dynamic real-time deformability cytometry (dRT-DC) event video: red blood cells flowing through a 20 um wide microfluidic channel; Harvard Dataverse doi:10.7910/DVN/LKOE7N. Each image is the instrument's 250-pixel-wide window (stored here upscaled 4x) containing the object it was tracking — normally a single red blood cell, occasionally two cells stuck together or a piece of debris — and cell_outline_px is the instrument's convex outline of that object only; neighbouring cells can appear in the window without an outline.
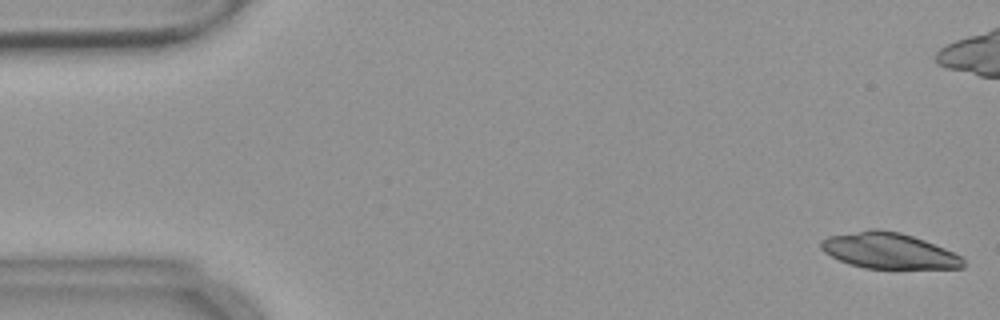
{"species": "common noctule bat (a hibernating species)", "species_latin": "Nyctalus noctula", "temperature_condition": "warm", "stored_images_in_passage": 54, "camera_frame_rate_fps": 3000, "um_per_image_px": 0.085, "animal": {"sex": "female", "body_mass_g": 18.4}, "frame": {"image": 1, "passage_image": 1, "time_ms": 0.0, "image_size_px": [1000, 320], "cell_outline_px": [[964, 268], [864, 268], [848, 264], [824, 252], [820, 248], [820, 240], [828, 236], [872, 228], [876, 228], [900, 232], [924, 240], [944, 248], [960, 256], [964, 260]], "centroid_in_image_um": [75.51, 21.3], "position_along_channel_um": 9.5, "area_um2": 29.59}}